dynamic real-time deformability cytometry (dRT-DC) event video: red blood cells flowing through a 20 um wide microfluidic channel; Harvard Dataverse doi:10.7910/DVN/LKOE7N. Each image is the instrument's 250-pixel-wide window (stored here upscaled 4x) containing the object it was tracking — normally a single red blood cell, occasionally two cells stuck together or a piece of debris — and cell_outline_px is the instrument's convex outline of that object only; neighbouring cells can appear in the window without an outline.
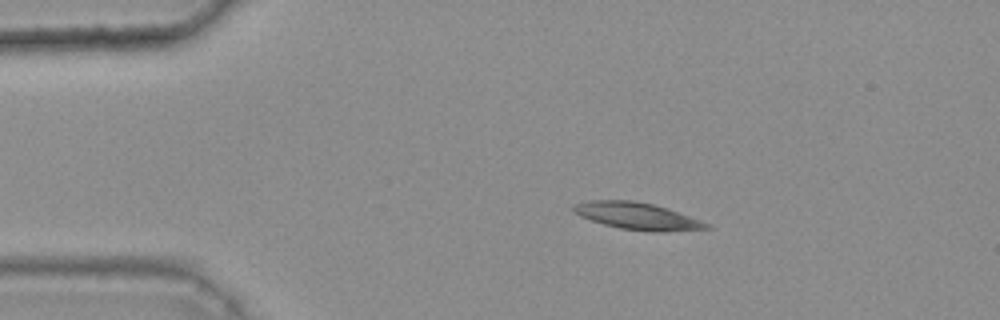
{"species": "common noctule bat (a hibernating species)", "species_latin": "Nyctalus noctula", "temperature_condition": "warm", "stored_images_in_passage": 19, "camera_frame_rate_fps": 3000, "um_per_image_px": 0.085, "animal": {"sex": "female", "body_mass_g": 25.1}, "frame": {"image": 1, "passage_image": 1, "time_ms": 0.0, "image_size_px": [1000, 320], "cell_outline_px": [[712, 228], [660, 232], [652, 232], [620, 228], [604, 224], [580, 216], [572, 212], [572, 208], [576, 204], [588, 200], [632, 200], [652, 204], [668, 208], [712, 224]], "centroid_in_image_um": [54.2, 18.36], "position_along_channel_um": 30.8, "area_um2": 20.92}}